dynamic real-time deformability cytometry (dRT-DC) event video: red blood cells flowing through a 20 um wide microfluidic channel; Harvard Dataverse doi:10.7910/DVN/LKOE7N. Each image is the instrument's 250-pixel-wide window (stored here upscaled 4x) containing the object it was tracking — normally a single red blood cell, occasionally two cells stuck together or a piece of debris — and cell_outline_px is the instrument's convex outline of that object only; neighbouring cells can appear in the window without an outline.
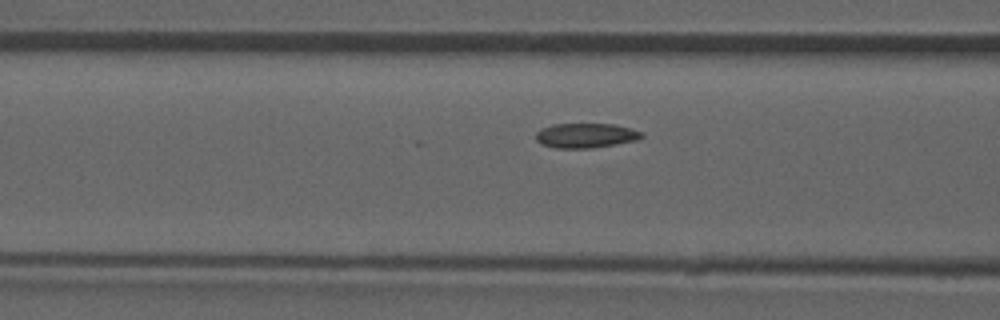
{"species": "common noctule bat (a hibernating species)", "species_latin": "Nyctalus noctula", "temperature_condition": "room temperature", "stored_images_in_passage": 17, "camera_frame_rate_fps": 3000, "um_per_image_px": 0.085, "animal": {"sex": "male", "forearm_length_mm": 52.5}, "frame": {"image": 1, "passage_image": 14, "time_ms": 4.333, "image_size_px": [1000, 320], "cell_outline_px": [[644, 136], [636, 140], [616, 144], [592, 148], [556, 148], [540, 144], [536, 140], [536, 132], [540, 128], [552, 124], [612, 124], [632, 128], [644, 132]], "centroid_in_image_um": [49.78, 11.51], "position_along_channel_um": 116.8, "area_um2": 15.37}}